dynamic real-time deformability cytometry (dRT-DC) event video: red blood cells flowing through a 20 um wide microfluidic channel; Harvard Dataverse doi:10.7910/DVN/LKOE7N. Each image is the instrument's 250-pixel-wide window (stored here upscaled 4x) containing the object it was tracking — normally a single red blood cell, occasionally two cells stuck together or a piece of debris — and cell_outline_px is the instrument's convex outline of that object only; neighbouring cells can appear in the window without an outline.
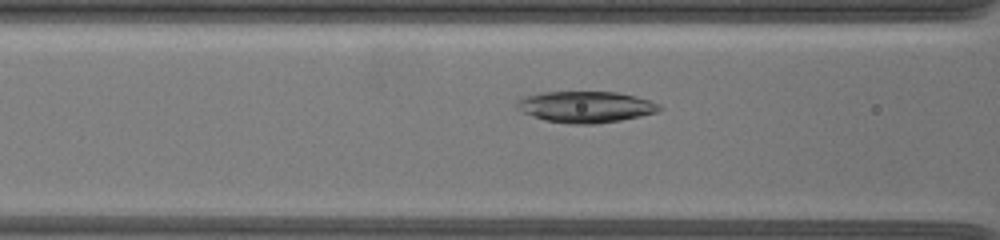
{"species": "common noctule bat (a hibernating species)", "species_latin": "Nyctalus noctula", "temperature_condition": "warm", "stored_images_in_passage": 42, "camera_frame_rate_fps": 3000, "um_per_image_px": 0.085, "animal": {"sex": "female", "body_mass_g": 19.5, "forearm_length_mm": 54.1}, "frame": {"image": 1, "passage_image": 10, "time_ms": 3.0, "image_size_px": [1000, 240], "cell_outline_px": [[664, 108], [656, 112], [640, 116], [620, 120], [596, 124], [568, 124], [544, 120], [532, 116], [516, 108], [516, 100], [524, 96], [540, 92], [616, 92], [636, 96], [660, 104]], "centroid_in_image_um": [49.76, 9.08], "position_along_channel_um": 116.8, "area_um2": 26.13}}
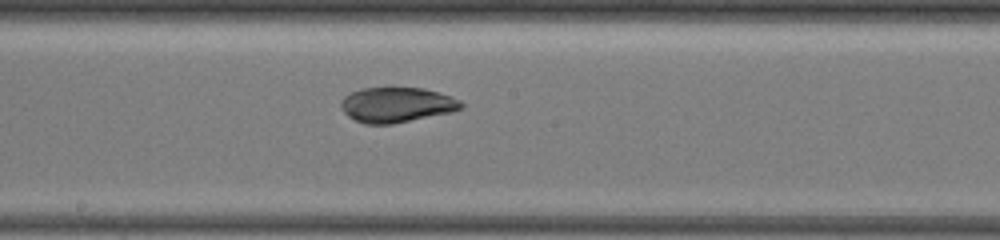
{"frame": {"image": 2, "passage_image": 18, "time_ms": 5.667, "image_size_px": [1000, 240], "cell_outline_px": [[464, 108], [452, 112], [392, 124], [364, 124], [348, 116], [340, 108], [340, 100], [344, 96], [360, 88], [388, 84], [392, 84], [424, 88], [452, 96], [460, 100], [464, 104]], "centroid_in_image_um": [33.71, 8.85], "position_along_channel_um": 214.5, "area_um2": 25.72}}
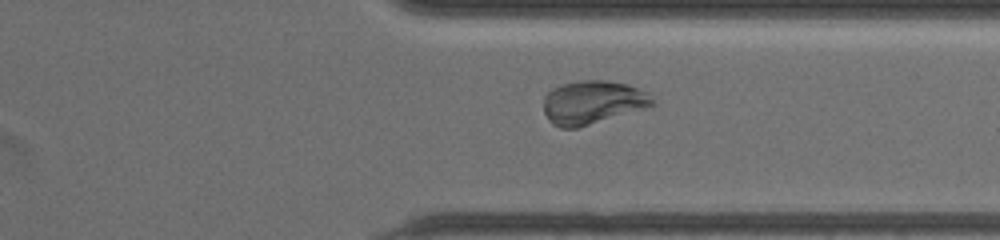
{"frame": {"image": 3, "passage_image": 30, "time_ms": 9.667, "image_size_px": [1000, 240], "cell_outline_px": [[656, 104], [644, 108], [576, 128], [560, 128], [552, 124], [548, 120], [544, 112], [544, 96], [552, 88], [576, 80], [608, 80], [628, 84], [648, 92]], "centroid_in_image_um": [50.35, 8.68], "position_along_channel_um": 361.0, "area_um2": 27.51}, "authors_computed_cell_mechanics": {"area_um2": 27.4839, "velocity_mm_per_s": 3.6636, "shape_relaxation_time_tau1_ms": 5.5925, "shape_relaxation_time_tau2_ms": 2.3841, "deformation_change_tau1": 0.2249, "deformation_change_tau2": 0.0463}}